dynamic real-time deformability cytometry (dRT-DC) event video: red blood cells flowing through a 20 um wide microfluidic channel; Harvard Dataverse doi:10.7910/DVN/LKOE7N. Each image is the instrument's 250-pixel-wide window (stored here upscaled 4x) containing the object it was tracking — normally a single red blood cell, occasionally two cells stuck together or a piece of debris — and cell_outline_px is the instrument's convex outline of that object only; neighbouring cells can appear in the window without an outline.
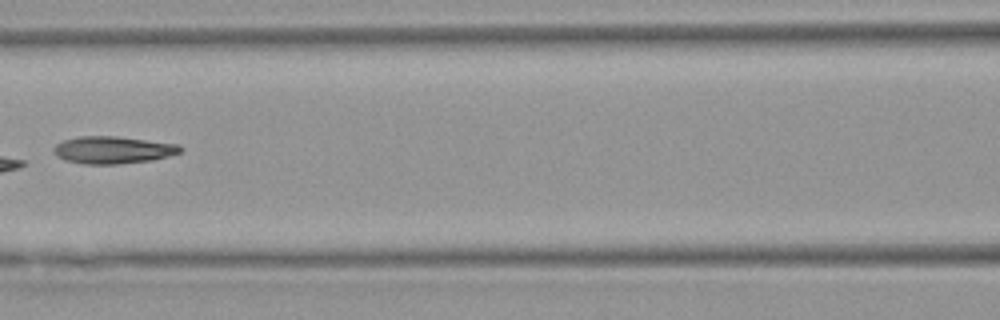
{"species": "Egyptian fruit bat (a non-hibernating species)", "species_latin": "Rousettus aegyptiacus", "temperature_condition": "warm", "stored_images_in_passage": 8, "camera_frame_rate_fps": 3000, "um_per_image_px": 0.085, "animal": {"sex": "female"}, "frame": {"image": 1, "passage_image": 7, "time_ms": 7.333, "image_size_px": [1000, 320], "cell_outline_px": [[184, 148], [180, 152], [168, 156], [152, 160], [116, 164], [84, 164], [64, 160], [56, 156], [52, 148], [56, 144], [64, 140], [80, 136], [116, 136], [180, 144]], "centroid_in_image_um": [9.6, 12.74], "position_along_channel_um": 157.0, "area_um2": 20.23}}
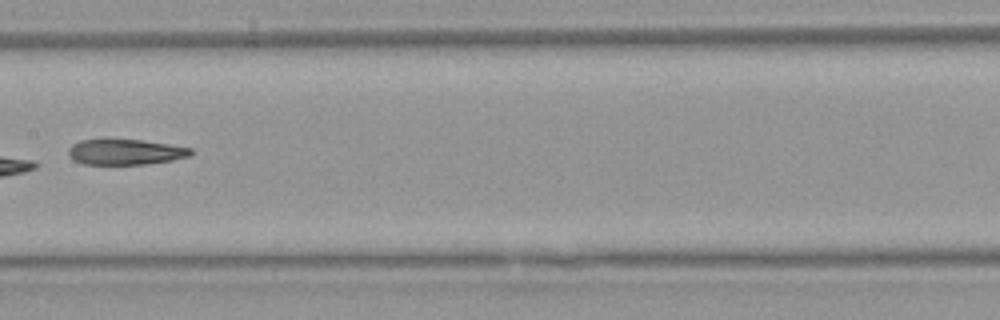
{"frame": {"image": 2, "passage_image": 8, "time_ms": 8.333, "image_size_px": [1000, 320], "cell_outline_px": [[192, 152], [188, 156], [172, 160], [144, 164], [84, 164], [72, 160], [68, 156], [68, 148], [72, 144], [80, 140], [140, 140], [168, 144], [192, 148]], "centroid_in_image_um": [10.61, 12.92], "position_along_channel_um": 196.8, "area_um2": 18.03}}